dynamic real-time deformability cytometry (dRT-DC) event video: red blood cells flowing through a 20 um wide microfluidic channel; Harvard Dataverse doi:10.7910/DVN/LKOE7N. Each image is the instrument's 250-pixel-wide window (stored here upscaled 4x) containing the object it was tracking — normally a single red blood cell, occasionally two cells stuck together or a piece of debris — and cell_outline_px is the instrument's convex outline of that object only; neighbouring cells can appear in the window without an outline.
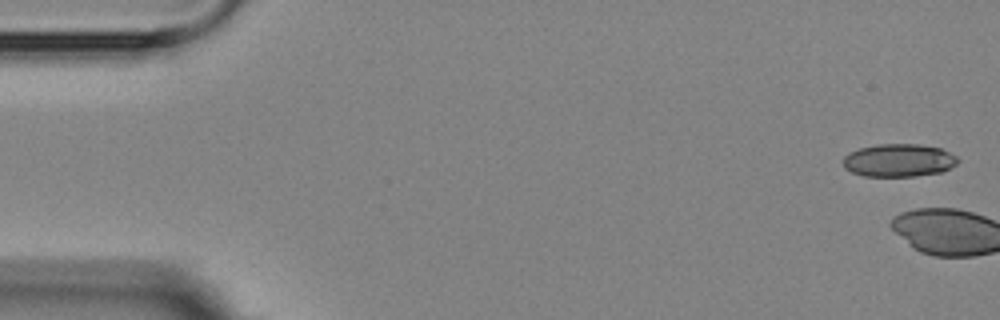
{"species": "Egyptian fruit bat (a non-hibernating species)", "species_latin": "Rousettus aegyptiacus", "temperature_condition": "room temperature", "stored_images_in_passage": 3, "camera_frame_rate_fps": 3000, "um_per_image_px": 0.085, "animal": {"sex": "female"}, "frame": {"image": 1, "passage_image": 1, "time_ms": 0.0, "image_size_px": [1000, 320], "cell_outline_px": [[960, 160], [956, 164], [944, 172], [916, 176], [864, 176], [852, 172], [844, 168], [844, 156], [848, 152], [860, 148], [876, 144], [920, 144], [940, 148], [956, 156]], "centroid_in_image_um": [76.41, 13.63], "position_along_channel_um": 8.6, "area_um2": 22.14}}